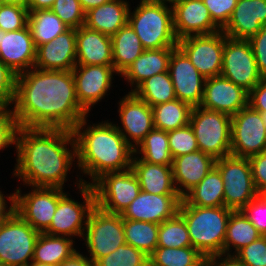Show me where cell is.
Segmentation results:
<instances>
[{
    "label": "cell",
    "instance_id": "cell-1",
    "mask_svg": "<svg viewBox=\"0 0 266 266\" xmlns=\"http://www.w3.org/2000/svg\"><path fill=\"white\" fill-rule=\"evenodd\" d=\"M12 104L20 127L72 131L88 115L78 102L72 71L33 67L17 75Z\"/></svg>",
    "mask_w": 266,
    "mask_h": 266
},
{
    "label": "cell",
    "instance_id": "cell-2",
    "mask_svg": "<svg viewBox=\"0 0 266 266\" xmlns=\"http://www.w3.org/2000/svg\"><path fill=\"white\" fill-rule=\"evenodd\" d=\"M72 147L70 150L67 145ZM13 175L31 187L64 188L76 156L73 132L59 128L19 127Z\"/></svg>",
    "mask_w": 266,
    "mask_h": 266
},
{
    "label": "cell",
    "instance_id": "cell-3",
    "mask_svg": "<svg viewBox=\"0 0 266 266\" xmlns=\"http://www.w3.org/2000/svg\"><path fill=\"white\" fill-rule=\"evenodd\" d=\"M87 117L72 129L78 168L89 175L92 182L104 173L130 169L134 148L127 143L116 125L107 120L90 126L87 125ZM85 126L87 128L83 130Z\"/></svg>",
    "mask_w": 266,
    "mask_h": 266
},
{
    "label": "cell",
    "instance_id": "cell-4",
    "mask_svg": "<svg viewBox=\"0 0 266 266\" xmlns=\"http://www.w3.org/2000/svg\"><path fill=\"white\" fill-rule=\"evenodd\" d=\"M233 211L225 206L189 205L182 198L179 214L187 225L192 247L206 258L223 254L227 223Z\"/></svg>",
    "mask_w": 266,
    "mask_h": 266
},
{
    "label": "cell",
    "instance_id": "cell-5",
    "mask_svg": "<svg viewBox=\"0 0 266 266\" xmlns=\"http://www.w3.org/2000/svg\"><path fill=\"white\" fill-rule=\"evenodd\" d=\"M139 4L132 13L129 10L128 24L138 35L143 48L177 47L178 39L173 26L172 7L155 3Z\"/></svg>",
    "mask_w": 266,
    "mask_h": 266
},
{
    "label": "cell",
    "instance_id": "cell-6",
    "mask_svg": "<svg viewBox=\"0 0 266 266\" xmlns=\"http://www.w3.org/2000/svg\"><path fill=\"white\" fill-rule=\"evenodd\" d=\"M189 124L200 151L215 160L231 154L230 115L196 106L192 109Z\"/></svg>",
    "mask_w": 266,
    "mask_h": 266
},
{
    "label": "cell",
    "instance_id": "cell-7",
    "mask_svg": "<svg viewBox=\"0 0 266 266\" xmlns=\"http://www.w3.org/2000/svg\"><path fill=\"white\" fill-rule=\"evenodd\" d=\"M39 235L40 232L13 210L0 222V263L28 266L33 260Z\"/></svg>",
    "mask_w": 266,
    "mask_h": 266
},
{
    "label": "cell",
    "instance_id": "cell-8",
    "mask_svg": "<svg viewBox=\"0 0 266 266\" xmlns=\"http://www.w3.org/2000/svg\"><path fill=\"white\" fill-rule=\"evenodd\" d=\"M85 232L83 240L94 264L126 244L121 215L105 212L97 206L90 212Z\"/></svg>",
    "mask_w": 266,
    "mask_h": 266
},
{
    "label": "cell",
    "instance_id": "cell-9",
    "mask_svg": "<svg viewBox=\"0 0 266 266\" xmlns=\"http://www.w3.org/2000/svg\"><path fill=\"white\" fill-rule=\"evenodd\" d=\"M76 183L83 195L84 204H80L65 194L58 201V206L49 228L44 232L53 236L83 237L87 220L92 209L96 206L95 193L90 182L79 178ZM84 220V221H83ZM84 225V226H83Z\"/></svg>",
    "mask_w": 266,
    "mask_h": 266
},
{
    "label": "cell",
    "instance_id": "cell-10",
    "mask_svg": "<svg viewBox=\"0 0 266 266\" xmlns=\"http://www.w3.org/2000/svg\"><path fill=\"white\" fill-rule=\"evenodd\" d=\"M91 185L96 206L116 214H121L141 191L139 179L132 168L104 173Z\"/></svg>",
    "mask_w": 266,
    "mask_h": 266
},
{
    "label": "cell",
    "instance_id": "cell-11",
    "mask_svg": "<svg viewBox=\"0 0 266 266\" xmlns=\"http://www.w3.org/2000/svg\"><path fill=\"white\" fill-rule=\"evenodd\" d=\"M224 184V206L241 210L258 193L255 189L248 158L227 155L216 160Z\"/></svg>",
    "mask_w": 266,
    "mask_h": 266
},
{
    "label": "cell",
    "instance_id": "cell-12",
    "mask_svg": "<svg viewBox=\"0 0 266 266\" xmlns=\"http://www.w3.org/2000/svg\"><path fill=\"white\" fill-rule=\"evenodd\" d=\"M32 192L21 194L17 188L14 194L16 211L36 231L44 233L50 226L58 206V201L65 194L62 188L32 187Z\"/></svg>",
    "mask_w": 266,
    "mask_h": 266
},
{
    "label": "cell",
    "instance_id": "cell-13",
    "mask_svg": "<svg viewBox=\"0 0 266 266\" xmlns=\"http://www.w3.org/2000/svg\"><path fill=\"white\" fill-rule=\"evenodd\" d=\"M266 151V127L261 112L249 105L231 117V155L250 158Z\"/></svg>",
    "mask_w": 266,
    "mask_h": 266
},
{
    "label": "cell",
    "instance_id": "cell-14",
    "mask_svg": "<svg viewBox=\"0 0 266 266\" xmlns=\"http://www.w3.org/2000/svg\"><path fill=\"white\" fill-rule=\"evenodd\" d=\"M221 76L248 92L262 80L248 40L225 35Z\"/></svg>",
    "mask_w": 266,
    "mask_h": 266
},
{
    "label": "cell",
    "instance_id": "cell-15",
    "mask_svg": "<svg viewBox=\"0 0 266 266\" xmlns=\"http://www.w3.org/2000/svg\"><path fill=\"white\" fill-rule=\"evenodd\" d=\"M225 33L193 35L178 40L177 46L205 78L220 76L222 72Z\"/></svg>",
    "mask_w": 266,
    "mask_h": 266
},
{
    "label": "cell",
    "instance_id": "cell-16",
    "mask_svg": "<svg viewBox=\"0 0 266 266\" xmlns=\"http://www.w3.org/2000/svg\"><path fill=\"white\" fill-rule=\"evenodd\" d=\"M168 71L175 89L176 99L186 102L192 107L200 106L206 78L200 74L178 46L171 52Z\"/></svg>",
    "mask_w": 266,
    "mask_h": 266
},
{
    "label": "cell",
    "instance_id": "cell-17",
    "mask_svg": "<svg viewBox=\"0 0 266 266\" xmlns=\"http://www.w3.org/2000/svg\"><path fill=\"white\" fill-rule=\"evenodd\" d=\"M113 73H117L113 65H76L72 69L78 102L87 113L110 90Z\"/></svg>",
    "mask_w": 266,
    "mask_h": 266
},
{
    "label": "cell",
    "instance_id": "cell-18",
    "mask_svg": "<svg viewBox=\"0 0 266 266\" xmlns=\"http://www.w3.org/2000/svg\"><path fill=\"white\" fill-rule=\"evenodd\" d=\"M118 112L123 129L115 124L116 128L135 149V146L137 147L154 128L152 107L133 92H129L120 100Z\"/></svg>",
    "mask_w": 266,
    "mask_h": 266
},
{
    "label": "cell",
    "instance_id": "cell-19",
    "mask_svg": "<svg viewBox=\"0 0 266 266\" xmlns=\"http://www.w3.org/2000/svg\"><path fill=\"white\" fill-rule=\"evenodd\" d=\"M181 201L179 194L157 195L140 191L120 215L122 219L161 224L179 213Z\"/></svg>",
    "mask_w": 266,
    "mask_h": 266
},
{
    "label": "cell",
    "instance_id": "cell-20",
    "mask_svg": "<svg viewBox=\"0 0 266 266\" xmlns=\"http://www.w3.org/2000/svg\"><path fill=\"white\" fill-rule=\"evenodd\" d=\"M249 92L223 76L205 79L201 107L231 117L248 106Z\"/></svg>",
    "mask_w": 266,
    "mask_h": 266
},
{
    "label": "cell",
    "instance_id": "cell-21",
    "mask_svg": "<svg viewBox=\"0 0 266 266\" xmlns=\"http://www.w3.org/2000/svg\"><path fill=\"white\" fill-rule=\"evenodd\" d=\"M36 49L29 26L10 32L0 30V60L16 75L34 67Z\"/></svg>",
    "mask_w": 266,
    "mask_h": 266
},
{
    "label": "cell",
    "instance_id": "cell-22",
    "mask_svg": "<svg viewBox=\"0 0 266 266\" xmlns=\"http://www.w3.org/2000/svg\"><path fill=\"white\" fill-rule=\"evenodd\" d=\"M173 26L178 40L212 34L221 29L213 22L202 0H179L172 6Z\"/></svg>",
    "mask_w": 266,
    "mask_h": 266
},
{
    "label": "cell",
    "instance_id": "cell-23",
    "mask_svg": "<svg viewBox=\"0 0 266 266\" xmlns=\"http://www.w3.org/2000/svg\"><path fill=\"white\" fill-rule=\"evenodd\" d=\"M76 66V29L69 28L51 42L38 46L34 67L40 70L72 71Z\"/></svg>",
    "mask_w": 266,
    "mask_h": 266
},
{
    "label": "cell",
    "instance_id": "cell-24",
    "mask_svg": "<svg viewBox=\"0 0 266 266\" xmlns=\"http://www.w3.org/2000/svg\"><path fill=\"white\" fill-rule=\"evenodd\" d=\"M266 25V0H238L227 25V37L249 40Z\"/></svg>",
    "mask_w": 266,
    "mask_h": 266
},
{
    "label": "cell",
    "instance_id": "cell-25",
    "mask_svg": "<svg viewBox=\"0 0 266 266\" xmlns=\"http://www.w3.org/2000/svg\"><path fill=\"white\" fill-rule=\"evenodd\" d=\"M215 162L200 150L173 158V180L178 194L183 198L211 171Z\"/></svg>",
    "mask_w": 266,
    "mask_h": 266
},
{
    "label": "cell",
    "instance_id": "cell-26",
    "mask_svg": "<svg viewBox=\"0 0 266 266\" xmlns=\"http://www.w3.org/2000/svg\"><path fill=\"white\" fill-rule=\"evenodd\" d=\"M76 65H113L111 36L88 29H76Z\"/></svg>",
    "mask_w": 266,
    "mask_h": 266
},
{
    "label": "cell",
    "instance_id": "cell-27",
    "mask_svg": "<svg viewBox=\"0 0 266 266\" xmlns=\"http://www.w3.org/2000/svg\"><path fill=\"white\" fill-rule=\"evenodd\" d=\"M129 3L112 0L85 13V26L88 29L112 36L128 24Z\"/></svg>",
    "mask_w": 266,
    "mask_h": 266
},
{
    "label": "cell",
    "instance_id": "cell-28",
    "mask_svg": "<svg viewBox=\"0 0 266 266\" xmlns=\"http://www.w3.org/2000/svg\"><path fill=\"white\" fill-rule=\"evenodd\" d=\"M174 48L145 49L143 53L120 75L134 89L153 75L168 71L171 52ZM136 85V86H134Z\"/></svg>",
    "mask_w": 266,
    "mask_h": 266
},
{
    "label": "cell",
    "instance_id": "cell-29",
    "mask_svg": "<svg viewBox=\"0 0 266 266\" xmlns=\"http://www.w3.org/2000/svg\"><path fill=\"white\" fill-rule=\"evenodd\" d=\"M131 168L139 179L141 191L157 195L178 194L172 165L151 164L142 159H133Z\"/></svg>",
    "mask_w": 266,
    "mask_h": 266
},
{
    "label": "cell",
    "instance_id": "cell-30",
    "mask_svg": "<svg viewBox=\"0 0 266 266\" xmlns=\"http://www.w3.org/2000/svg\"><path fill=\"white\" fill-rule=\"evenodd\" d=\"M113 67L121 75L145 50L132 27L127 24L111 36Z\"/></svg>",
    "mask_w": 266,
    "mask_h": 266
},
{
    "label": "cell",
    "instance_id": "cell-31",
    "mask_svg": "<svg viewBox=\"0 0 266 266\" xmlns=\"http://www.w3.org/2000/svg\"><path fill=\"white\" fill-rule=\"evenodd\" d=\"M73 239L66 236H53L40 233L34 249V262L58 266L62 261L71 258L76 252Z\"/></svg>",
    "mask_w": 266,
    "mask_h": 266
},
{
    "label": "cell",
    "instance_id": "cell-32",
    "mask_svg": "<svg viewBox=\"0 0 266 266\" xmlns=\"http://www.w3.org/2000/svg\"><path fill=\"white\" fill-rule=\"evenodd\" d=\"M183 199L193 206H224V184L219 170L214 166Z\"/></svg>",
    "mask_w": 266,
    "mask_h": 266
},
{
    "label": "cell",
    "instance_id": "cell-33",
    "mask_svg": "<svg viewBox=\"0 0 266 266\" xmlns=\"http://www.w3.org/2000/svg\"><path fill=\"white\" fill-rule=\"evenodd\" d=\"M28 26L36 48L69 29L51 9L29 11Z\"/></svg>",
    "mask_w": 266,
    "mask_h": 266
},
{
    "label": "cell",
    "instance_id": "cell-34",
    "mask_svg": "<svg viewBox=\"0 0 266 266\" xmlns=\"http://www.w3.org/2000/svg\"><path fill=\"white\" fill-rule=\"evenodd\" d=\"M262 236L256 227L240 211H233L229 217L226 236L223 245V255H231L230 249L236 253L244 246L249 245ZM232 247V248H231Z\"/></svg>",
    "mask_w": 266,
    "mask_h": 266
},
{
    "label": "cell",
    "instance_id": "cell-35",
    "mask_svg": "<svg viewBox=\"0 0 266 266\" xmlns=\"http://www.w3.org/2000/svg\"><path fill=\"white\" fill-rule=\"evenodd\" d=\"M140 147V148H139ZM133 159H142L151 164L172 165L173 158L168 142V132L153 128L134 149Z\"/></svg>",
    "mask_w": 266,
    "mask_h": 266
},
{
    "label": "cell",
    "instance_id": "cell-36",
    "mask_svg": "<svg viewBox=\"0 0 266 266\" xmlns=\"http://www.w3.org/2000/svg\"><path fill=\"white\" fill-rule=\"evenodd\" d=\"M193 107L179 99L152 107L154 128L171 131L185 127L190 122Z\"/></svg>",
    "mask_w": 266,
    "mask_h": 266
},
{
    "label": "cell",
    "instance_id": "cell-37",
    "mask_svg": "<svg viewBox=\"0 0 266 266\" xmlns=\"http://www.w3.org/2000/svg\"><path fill=\"white\" fill-rule=\"evenodd\" d=\"M126 244L144 252L148 257L158 245L159 224L123 219Z\"/></svg>",
    "mask_w": 266,
    "mask_h": 266
},
{
    "label": "cell",
    "instance_id": "cell-38",
    "mask_svg": "<svg viewBox=\"0 0 266 266\" xmlns=\"http://www.w3.org/2000/svg\"><path fill=\"white\" fill-rule=\"evenodd\" d=\"M133 93L151 107L176 99L169 71L153 75L143 81Z\"/></svg>",
    "mask_w": 266,
    "mask_h": 266
},
{
    "label": "cell",
    "instance_id": "cell-39",
    "mask_svg": "<svg viewBox=\"0 0 266 266\" xmlns=\"http://www.w3.org/2000/svg\"><path fill=\"white\" fill-rule=\"evenodd\" d=\"M149 266H206V257L192 246L157 247L149 256Z\"/></svg>",
    "mask_w": 266,
    "mask_h": 266
},
{
    "label": "cell",
    "instance_id": "cell-40",
    "mask_svg": "<svg viewBox=\"0 0 266 266\" xmlns=\"http://www.w3.org/2000/svg\"><path fill=\"white\" fill-rule=\"evenodd\" d=\"M189 246L192 245L187 225L179 213L159 224L157 247L181 248Z\"/></svg>",
    "mask_w": 266,
    "mask_h": 266
},
{
    "label": "cell",
    "instance_id": "cell-41",
    "mask_svg": "<svg viewBox=\"0 0 266 266\" xmlns=\"http://www.w3.org/2000/svg\"><path fill=\"white\" fill-rule=\"evenodd\" d=\"M95 266H149V257L133 246L123 244L114 252L100 258Z\"/></svg>",
    "mask_w": 266,
    "mask_h": 266
},
{
    "label": "cell",
    "instance_id": "cell-42",
    "mask_svg": "<svg viewBox=\"0 0 266 266\" xmlns=\"http://www.w3.org/2000/svg\"><path fill=\"white\" fill-rule=\"evenodd\" d=\"M168 142L172 158L199 150L197 139L190 124L168 131Z\"/></svg>",
    "mask_w": 266,
    "mask_h": 266
},
{
    "label": "cell",
    "instance_id": "cell-43",
    "mask_svg": "<svg viewBox=\"0 0 266 266\" xmlns=\"http://www.w3.org/2000/svg\"><path fill=\"white\" fill-rule=\"evenodd\" d=\"M29 10L20 4H3L0 7V30L17 31L28 26Z\"/></svg>",
    "mask_w": 266,
    "mask_h": 266
},
{
    "label": "cell",
    "instance_id": "cell-44",
    "mask_svg": "<svg viewBox=\"0 0 266 266\" xmlns=\"http://www.w3.org/2000/svg\"><path fill=\"white\" fill-rule=\"evenodd\" d=\"M51 10L69 28L78 29L85 24V12L78 0H55Z\"/></svg>",
    "mask_w": 266,
    "mask_h": 266
},
{
    "label": "cell",
    "instance_id": "cell-45",
    "mask_svg": "<svg viewBox=\"0 0 266 266\" xmlns=\"http://www.w3.org/2000/svg\"><path fill=\"white\" fill-rule=\"evenodd\" d=\"M234 256L245 266H266V236L244 246Z\"/></svg>",
    "mask_w": 266,
    "mask_h": 266
},
{
    "label": "cell",
    "instance_id": "cell-46",
    "mask_svg": "<svg viewBox=\"0 0 266 266\" xmlns=\"http://www.w3.org/2000/svg\"><path fill=\"white\" fill-rule=\"evenodd\" d=\"M240 211L262 236H266V198L263 195H257Z\"/></svg>",
    "mask_w": 266,
    "mask_h": 266
},
{
    "label": "cell",
    "instance_id": "cell-47",
    "mask_svg": "<svg viewBox=\"0 0 266 266\" xmlns=\"http://www.w3.org/2000/svg\"><path fill=\"white\" fill-rule=\"evenodd\" d=\"M213 22L222 30L231 18L238 0H202Z\"/></svg>",
    "mask_w": 266,
    "mask_h": 266
},
{
    "label": "cell",
    "instance_id": "cell-48",
    "mask_svg": "<svg viewBox=\"0 0 266 266\" xmlns=\"http://www.w3.org/2000/svg\"><path fill=\"white\" fill-rule=\"evenodd\" d=\"M17 118L13 110L8 107L0 113V150L9 145H16L17 132L19 129Z\"/></svg>",
    "mask_w": 266,
    "mask_h": 266
},
{
    "label": "cell",
    "instance_id": "cell-49",
    "mask_svg": "<svg viewBox=\"0 0 266 266\" xmlns=\"http://www.w3.org/2000/svg\"><path fill=\"white\" fill-rule=\"evenodd\" d=\"M262 79H266V25L249 40Z\"/></svg>",
    "mask_w": 266,
    "mask_h": 266
},
{
    "label": "cell",
    "instance_id": "cell-50",
    "mask_svg": "<svg viewBox=\"0 0 266 266\" xmlns=\"http://www.w3.org/2000/svg\"><path fill=\"white\" fill-rule=\"evenodd\" d=\"M16 74L0 60V99L11 106L15 97Z\"/></svg>",
    "mask_w": 266,
    "mask_h": 266
},
{
    "label": "cell",
    "instance_id": "cell-51",
    "mask_svg": "<svg viewBox=\"0 0 266 266\" xmlns=\"http://www.w3.org/2000/svg\"><path fill=\"white\" fill-rule=\"evenodd\" d=\"M252 178L258 195L266 193V151L248 158Z\"/></svg>",
    "mask_w": 266,
    "mask_h": 266
},
{
    "label": "cell",
    "instance_id": "cell-52",
    "mask_svg": "<svg viewBox=\"0 0 266 266\" xmlns=\"http://www.w3.org/2000/svg\"><path fill=\"white\" fill-rule=\"evenodd\" d=\"M248 105L255 111L266 112V79H262L249 92Z\"/></svg>",
    "mask_w": 266,
    "mask_h": 266
},
{
    "label": "cell",
    "instance_id": "cell-53",
    "mask_svg": "<svg viewBox=\"0 0 266 266\" xmlns=\"http://www.w3.org/2000/svg\"><path fill=\"white\" fill-rule=\"evenodd\" d=\"M225 256L224 258H222ZM220 259V260H219ZM206 266H245L234 255H214L206 258Z\"/></svg>",
    "mask_w": 266,
    "mask_h": 266
},
{
    "label": "cell",
    "instance_id": "cell-54",
    "mask_svg": "<svg viewBox=\"0 0 266 266\" xmlns=\"http://www.w3.org/2000/svg\"><path fill=\"white\" fill-rule=\"evenodd\" d=\"M58 266H95V264L78 251L71 258L62 261Z\"/></svg>",
    "mask_w": 266,
    "mask_h": 266
},
{
    "label": "cell",
    "instance_id": "cell-55",
    "mask_svg": "<svg viewBox=\"0 0 266 266\" xmlns=\"http://www.w3.org/2000/svg\"><path fill=\"white\" fill-rule=\"evenodd\" d=\"M8 199L11 203L9 208H7L8 205L6 204L7 202L5 200L4 194H2V192L0 191V222L4 220L14 210V194H10L8 196Z\"/></svg>",
    "mask_w": 266,
    "mask_h": 266
},
{
    "label": "cell",
    "instance_id": "cell-56",
    "mask_svg": "<svg viewBox=\"0 0 266 266\" xmlns=\"http://www.w3.org/2000/svg\"><path fill=\"white\" fill-rule=\"evenodd\" d=\"M55 0H27L26 7L29 11L51 9Z\"/></svg>",
    "mask_w": 266,
    "mask_h": 266
},
{
    "label": "cell",
    "instance_id": "cell-57",
    "mask_svg": "<svg viewBox=\"0 0 266 266\" xmlns=\"http://www.w3.org/2000/svg\"><path fill=\"white\" fill-rule=\"evenodd\" d=\"M78 1L80 2L83 11L86 13L90 9L111 2L112 0H78Z\"/></svg>",
    "mask_w": 266,
    "mask_h": 266
},
{
    "label": "cell",
    "instance_id": "cell-58",
    "mask_svg": "<svg viewBox=\"0 0 266 266\" xmlns=\"http://www.w3.org/2000/svg\"><path fill=\"white\" fill-rule=\"evenodd\" d=\"M179 0H140L142 3H155V4H165L167 5V2L170 3V6L172 7L175 5Z\"/></svg>",
    "mask_w": 266,
    "mask_h": 266
},
{
    "label": "cell",
    "instance_id": "cell-59",
    "mask_svg": "<svg viewBox=\"0 0 266 266\" xmlns=\"http://www.w3.org/2000/svg\"><path fill=\"white\" fill-rule=\"evenodd\" d=\"M3 4H20L26 6L27 0H1Z\"/></svg>",
    "mask_w": 266,
    "mask_h": 266
},
{
    "label": "cell",
    "instance_id": "cell-60",
    "mask_svg": "<svg viewBox=\"0 0 266 266\" xmlns=\"http://www.w3.org/2000/svg\"><path fill=\"white\" fill-rule=\"evenodd\" d=\"M28 266H51V265L32 261Z\"/></svg>",
    "mask_w": 266,
    "mask_h": 266
},
{
    "label": "cell",
    "instance_id": "cell-61",
    "mask_svg": "<svg viewBox=\"0 0 266 266\" xmlns=\"http://www.w3.org/2000/svg\"><path fill=\"white\" fill-rule=\"evenodd\" d=\"M8 106L0 99V113L3 112Z\"/></svg>",
    "mask_w": 266,
    "mask_h": 266
},
{
    "label": "cell",
    "instance_id": "cell-62",
    "mask_svg": "<svg viewBox=\"0 0 266 266\" xmlns=\"http://www.w3.org/2000/svg\"><path fill=\"white\" fill-rule=\"evenodd\" d=\"M261 116L263 119V123L265 124V127H266V112H261Z\"/></svg>",
    "mask_w": 266,
    "mask_h": 266
},
{
    "label": "cell",
    "instance_id": "cell-63",
    "mask_svg": "<svg viewBox=\"0 0 266 266\" xmlns=\"http://www.w3.org/2000/svg\"><path fill=\"white\" fill-rule=\"evenodd\" d=\"M0 266H9V265H5V264L0 263Z\"/></svg>",
    "mask_w": 266,
    "mask_h": 266
}]
</instances>
